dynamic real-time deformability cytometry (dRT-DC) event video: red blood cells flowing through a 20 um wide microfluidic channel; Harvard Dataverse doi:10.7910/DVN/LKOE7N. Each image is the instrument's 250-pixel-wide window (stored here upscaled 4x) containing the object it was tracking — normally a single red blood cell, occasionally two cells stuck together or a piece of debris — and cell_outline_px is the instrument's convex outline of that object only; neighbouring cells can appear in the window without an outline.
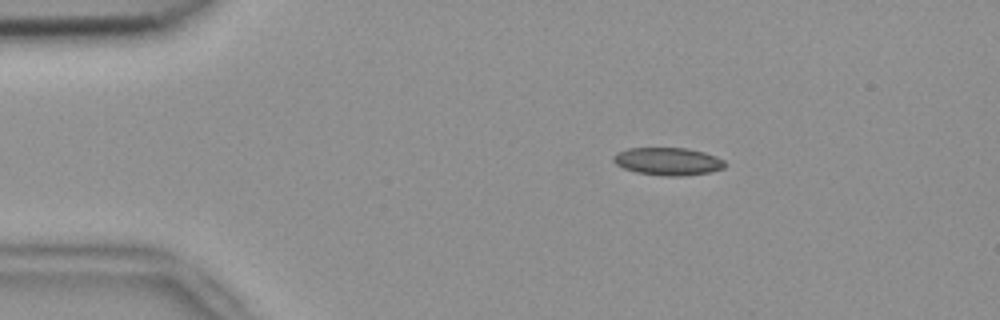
{"species": "common noctule bat (a hibernating species)", "species_latin": "Nyctalus noctula", "temperature_condition": "room temperature", "stored_images_in_passage": 53, "camera_frame_rate_fps": 3000, "um_per_image_px": 0.085, "animal": {"sex": "female", "body_mass_g": 18.4}, "frame": {"image": 1, "passage_image": 9, "time_ms": 2.667, "image_size_px": [1000, 320], "cell_outline_px": [[724, 168], [708, 172], [680, 176], [664, 176], [636, 172], [624, 168], [616, 164], [612, 160], [612, 156], [616, 152], [628, 148], [688, 148], [704, 152], [716, 156], [724, 160]], "centroid_in_image_um": [56.74, 13.71], "position_along_channel_um": 28.3, "area_um2": 17.98}}
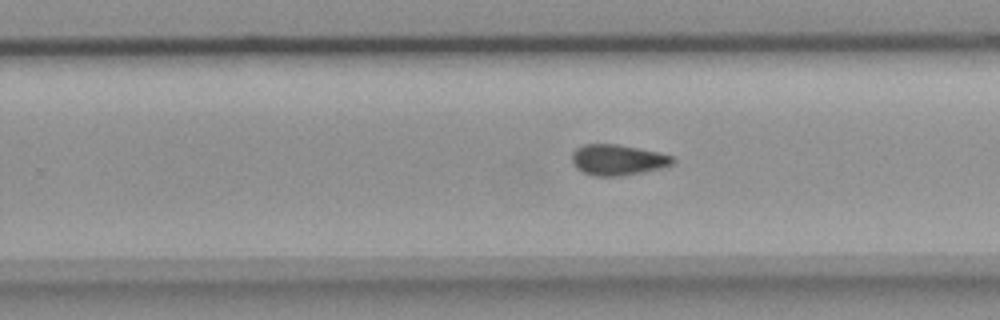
{"frame": {"image": 2, "passage_image": 33, "time_ms": 10.667, "image_size_px": [1000, 320], "cell_outline_px": [[676, 160], [672, 164], [660, 168], [620, 176], [592, 176], [576, 168], [572, 164], [572, 152], [576, 148], [584, 144], [616, 144], [656, 152], [672, 156]], "centroid_in_image_um": [52.45, 13.59], "position_along_channel_um": 277.3, "area_um2": 17.86}}
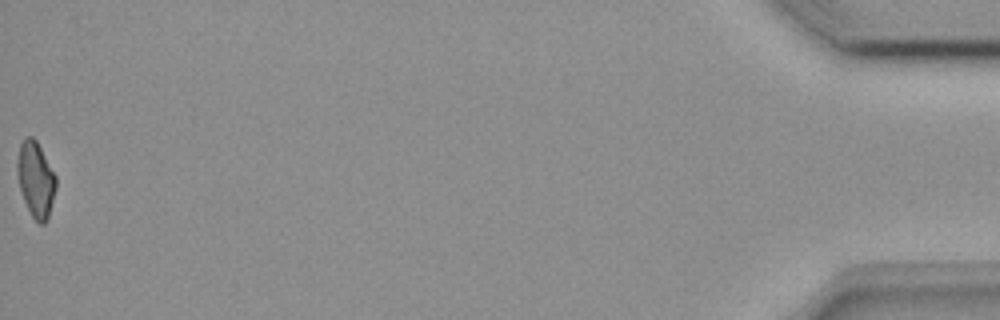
{"frame": {"image": 3, "passage_image": 53, "time_ms": 17.333, "image_size_px": [1000, 320], "cell_outline_px": [[56, 188], [48, 220], [44, 224], [40, 224], [32, 216], [24, 200], [20, 188], [16, 172], [16, 160], [20, 144], [24, 136], [32, 136], [36, 140], [56, 176]], "centroid_in_image_um": [3.03, 15.23], "position_along_channel_um": 432.2, "area_um2": 17.11}, "authors_computed_cell_mechanics": {"area_um2": 17.7446, "velocity_mm_per_s": 3.8191, "shape_relaxation_time_tau1_ms": null, "shape_relaxation_time_tau2_ms": 4.9352, "deformation_change_tau1": null, "deformation_change_tau2": 0.1082}}